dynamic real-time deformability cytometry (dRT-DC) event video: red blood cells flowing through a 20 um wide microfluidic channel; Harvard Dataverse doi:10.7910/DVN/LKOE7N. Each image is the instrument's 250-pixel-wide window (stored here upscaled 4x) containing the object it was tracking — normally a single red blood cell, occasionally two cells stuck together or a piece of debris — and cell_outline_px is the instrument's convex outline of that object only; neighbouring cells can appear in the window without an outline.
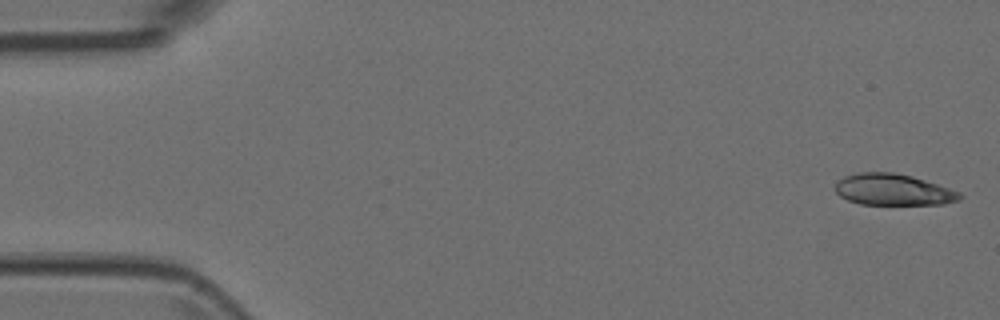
{"species": "Egyptian fruit bat (a non-hibernating species)", "species_latin": "Rousettus aegyptiacus", "temperature_condition": "room temperature", "stored_images_in_passage": 4, "camera_frame_rate_fps": 3000, "um_per_image_px": 0.085, "animal": {"sex": "female"}, "frame": {"image": 1, "passage_image": 1, "time_ms": 0.0, "image_size_px": [1000, 320], "cell_outline_px": [[964, 196], [960, 200], [944, 204], [860, 204], [848, 200], [840, 196], [832, 188], [844, 176], [856, 172], [892, 172], [912, 176], [960, 192]], "centroid_in_image_um": [75.9, 16.12], "position_along_channel_um": 9.1, "area_um2": 22.77}}
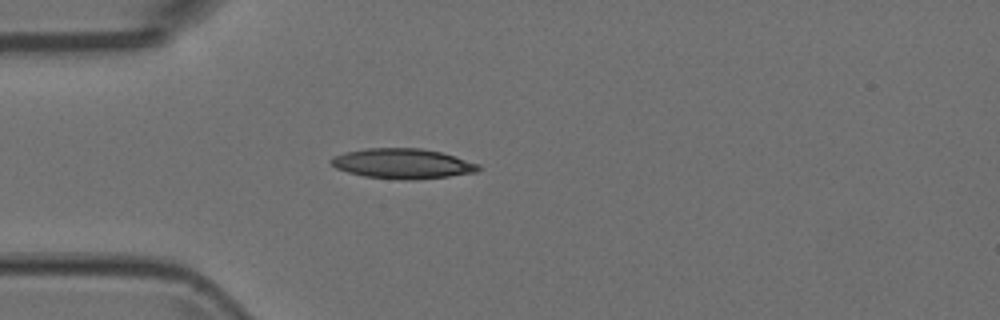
{"frame": {"image": 2, "passage_image": 4, "time_ms": 1.0, "image_size_px": [1000, 320], "cell_outline_px": [[480, 168], [476, 172], [448, 176], [412, 180], [404, 180], [364, 176], [348, 172], [336, 168], [328, 160], [332, 156], [344, 152], [368, 148], [420, 148], [440, 152], [480, 164]], "centroid_in_image_um": [34.18, 13.9], "position_along_channel_um": 50.8, "area_um2": 25.72}}